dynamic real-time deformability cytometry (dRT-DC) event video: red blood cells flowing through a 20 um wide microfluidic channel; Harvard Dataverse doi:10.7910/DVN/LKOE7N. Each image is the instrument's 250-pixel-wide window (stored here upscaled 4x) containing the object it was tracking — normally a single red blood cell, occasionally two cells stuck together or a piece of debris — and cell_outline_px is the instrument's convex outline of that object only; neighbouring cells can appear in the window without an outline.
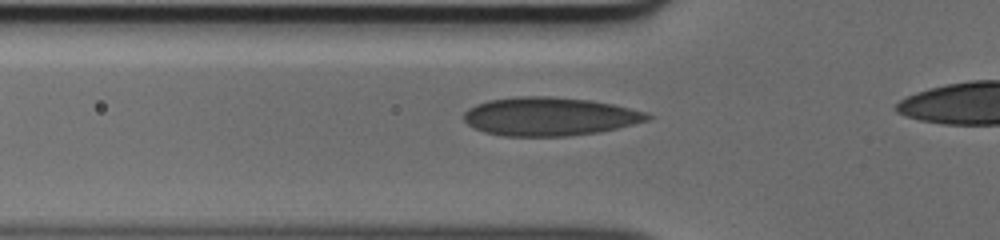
{"species": "human", "species_latin": "Homo sapiens", "temperature_condition": "cold", "stored_images_in_passage": 27, "camera_frame_rate_fps": 3000, "um_per_image_px": 0.085, "donor": {"sex": "male"}, "frame": {"image": 1, "passage_image": 3, "time_ms": 0.667, "image_size_px": [1000, 240], "cell_outline_px": [[652, 116], [648, 120], [600, 132], [568, 136], [504, 136], [484, 132], [468, 124], [464, 120], [464, 112], [468, 108], [476, 104], [488, 100], [520, 96], [552, 96], [588, 100], [612, 104], [648, 112]], "centroid_in_image_um": [46.7, 9.9], "position_along_channel_um": 79.1, "area_um2": 41.1}}
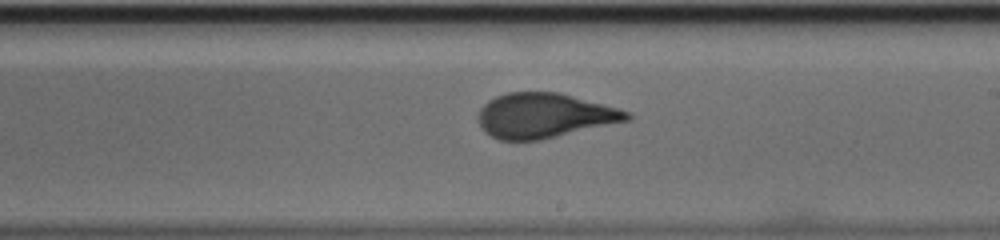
{"frame": {"image": 2, "passage_image": 15, "time_ms": 4.667, "image_size_px": [1000, 240], "cell_outline_px": [[632, 120], [540, 140], [500, 140], [484, 132], [480, 128], [476, 120], [476, 116], [480, 108], [488, 100], [496, 96], [508, 92], [560, 92], [620, 108], [628, 112], [632, 116]], "centroid_in_image_um": [46.26, 9.82], "position_along_channel_um": 242.7, "area_um2": 39.3}}
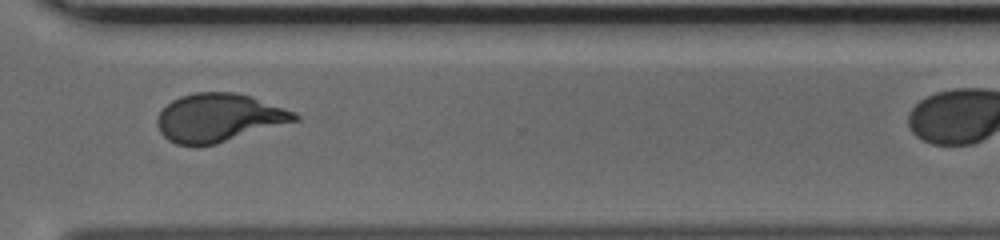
{"frame": {"image": 3, "passage_image": 23, "time_ms": 7.333, "image_size_px": [1000, 240], "cell_outline_px": [[300, 120], [216, 144], [196, 148], [176, 144], [168, 140], [160, 132], [156, 124], [156, 116], [172, 100], [180, 96], [196, 92], [236, 92], [252, 96], [296, 112], [300, 116]], "centroid_in_image_um": [18.59, 10.02], "position_along_channel_um": 352.0, "area_um2": 39.25}}